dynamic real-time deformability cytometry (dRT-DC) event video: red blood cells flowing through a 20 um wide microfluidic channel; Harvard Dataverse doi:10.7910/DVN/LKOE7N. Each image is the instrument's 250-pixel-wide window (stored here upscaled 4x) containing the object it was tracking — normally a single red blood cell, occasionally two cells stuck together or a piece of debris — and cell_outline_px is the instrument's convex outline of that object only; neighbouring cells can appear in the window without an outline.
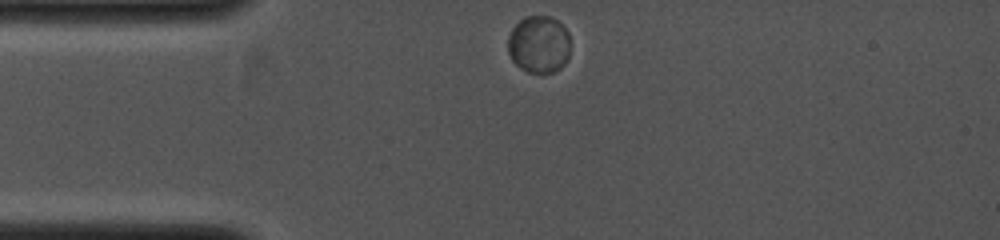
{"species": "common noctule bat (a hibernating species)", "species_latin": "Nyctalus noctula", "temperature_condition": "cold", "stored_images_in_passage": 34, "camera_frame_rate_fps": 4000, "um_per_image_px": 0.085, "animal": {"sex": "female", "body_mass_g": 19.0, "forearm_length_mm": 53.3}, "frame": {"image": 1, "passage_image": 1, "time_ms": 0.0, "image_size_px": [1000, 240], "cell_outline_px": [[568, 56], [564, 64], [560, 68], [552, 72], [528, 72], [520, 68], [512, 60], [508, 52], [508, 36], [512, 28], [524, 16], [552, 16], [568, 32]], "centroid_in_image_um": [45.77, 3.76], "position_along_channel_um": 39.2, "area_um2": 20.69}}
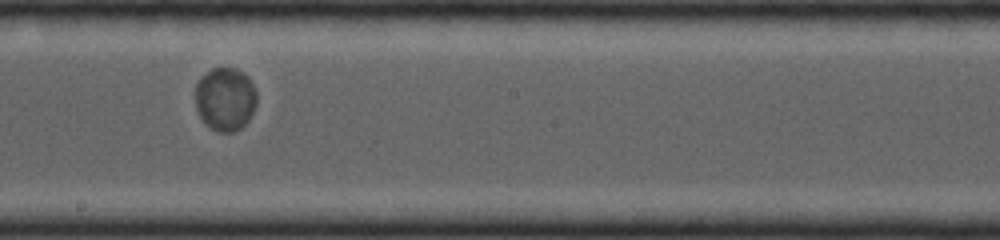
{"frame": {"image": 2, "passage_image": 16, "time_ms": 3.75, "image_size_px": [1000, 240], "cell_outline_px": [[256, 104], [248, 120], [240, 128], [232, 132], [220, 132], [212, 128], [196, 112], [196, 84], [212, 68], [236, 68], [244, 72], [248, 76], [256, 92]], "centroid_in_image_um": [19.16, 8.41], "position_along_channel_um": 229.0, "area_um2": 22.37}}
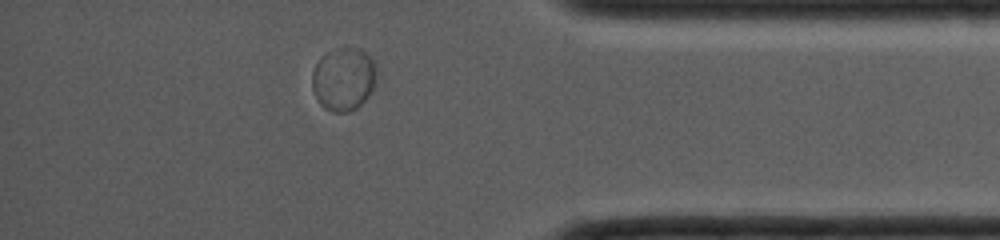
{"frame": {"image": 3, "passage_image": 29, "time_ms": 7.0, "image_size_px": [1000, 240], "cell_outline_px": [[376, 76], [372, 88], [368, 96], [356, 108], [348, 112], [332, 112], [324, 108], [320, 104], [312, 88], [312, 72], [320, 56], [336, 48], [360, 48], [372, 56], [376, 64]], "centroid_in_image_um": [29.2, 6.69], "position_along_channel_um": 406.0, "area_um2": 23.87}}